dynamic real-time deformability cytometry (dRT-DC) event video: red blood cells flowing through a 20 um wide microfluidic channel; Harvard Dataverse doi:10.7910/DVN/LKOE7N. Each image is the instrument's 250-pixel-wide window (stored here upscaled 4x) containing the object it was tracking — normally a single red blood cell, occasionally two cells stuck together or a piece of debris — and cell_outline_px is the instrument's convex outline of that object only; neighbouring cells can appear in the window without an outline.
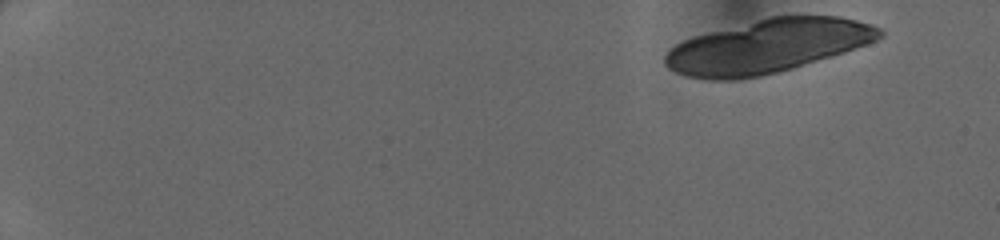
{"species": "human", "species_latin": "Homo sapiens", "temperature_condition": "cold", "stored_images_in_passage": 12, "camera_frame_rate_fps": 3000, "um_per_image_px": 0.085, "donor": {"sex": "female"}, "frame": {"image": 1, "passage_image": 1, "time_ms": 0.0, "image_size_px": [1000, 240], "cell_outline_px": [[884, 36], [876, 40], [844, 52], [792, 68], [760, 76], [736, 80], [712, 80], [688, 76], [676, 72], [668, 68], [664, 64], [664, 56], [676, 44], [684, 40], [696, 36], [768, 16], [840, 16], [856, 20], [880, 28], [884, 32]], "centroid_in_image_um": [65.25, 3.93], "position_along_channel_um": 19.8, "area_um2": 66.3}}